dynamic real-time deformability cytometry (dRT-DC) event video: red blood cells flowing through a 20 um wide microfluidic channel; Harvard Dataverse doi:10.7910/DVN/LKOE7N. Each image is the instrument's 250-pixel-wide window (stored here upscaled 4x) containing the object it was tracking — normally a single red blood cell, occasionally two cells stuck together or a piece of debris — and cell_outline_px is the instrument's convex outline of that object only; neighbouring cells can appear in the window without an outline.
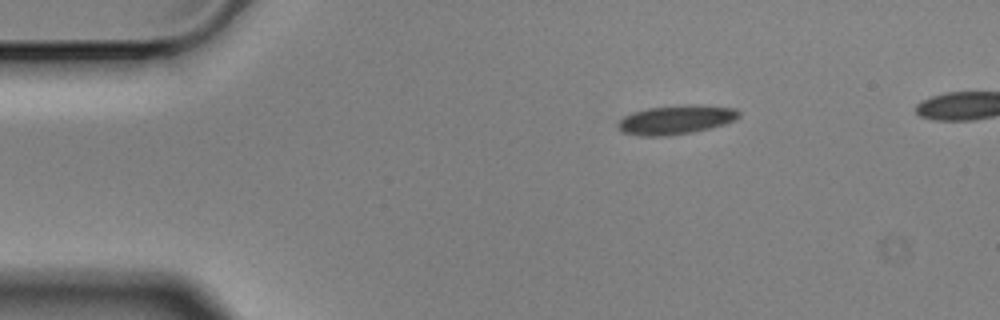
{"species": "Egyptian fruit bat (a non-hibernating species)", "species_latin": "Rousettus aegyptiacus", "temperature_condition": "cold", "stored_images_in_passage": 4, "camera_frame_rate_fps": 3000, "um_per_image_px": 0.085, "animal": {"sex": "male"}, "frame": {"image": 1, "passage_image": 1, "time_ms": 0.0, "image_size_px": [1000, 320], "cell_outline_px": [[740, 116], [736, 120], [724, 124], [692, 132], [664, 136], [640, 136], [624, 132], [616, 124], [624, 116], [632, 112], [648, 108], [684, 104], [700, 104], [736, 108], [740, 112]], "centroid_in_image_um": [57.49, 10.16], "position_along_channel_um": 27.5, "area_um2": 20.58}}